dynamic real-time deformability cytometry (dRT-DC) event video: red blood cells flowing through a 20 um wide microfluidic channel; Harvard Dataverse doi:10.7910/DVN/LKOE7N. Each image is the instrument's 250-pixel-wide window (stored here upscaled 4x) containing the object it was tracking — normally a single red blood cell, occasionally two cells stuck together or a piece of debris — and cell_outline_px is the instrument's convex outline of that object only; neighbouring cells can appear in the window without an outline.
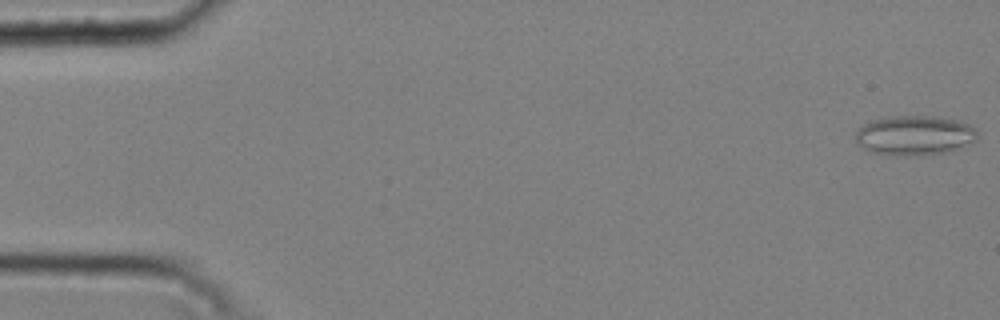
{"species": "common noctule bat (a hibernating species)", "species_latin": "Nyctalus noctula", "temperature_condition": "cold", "stored_images_in_passage": 47, "camera_frame_rate_fps": 3000, "um_per_image_px": 0.085, "animal": {"sex": "male", "body_mass_g": 20.4}, "frame": {"image": 1, "passage_image": 1, "time_ms": 0.0, "image_size_px": [1000, 320], "cell_outline_px": [[980, 136], [976, 140], [948, 152], [924, 156], [892, 156], [872, 152], [856, 144], [856, 128], [872, 120], [892, 116], [932, 116], [960, 120], [976, 128], [980, 132]], "centroid_in_image_um": [77.75, 11.52], "position_along_channel_um": 7.2, "area_um2": 28.78}}
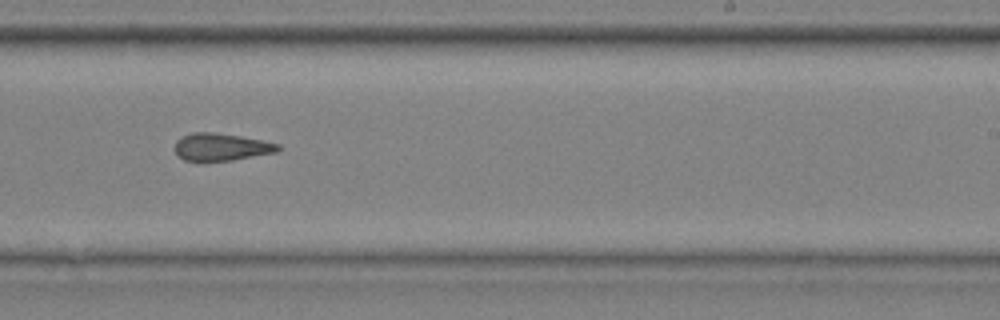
{"frame": {"image": 2, "passage_image": 33, "time_ms": 10.667, "image_size_px": [1000, 320], "cell_outline_px": [[280, 148], [276, 152], [232, 160], [200, 164], [184, 160], [172, 148], [176, 140], [192, 132], [212, 132], [240, 136], [264, 140], [280, 144]], "centroid_in_image_um": [18.74, 12.53], "position_along_channel_um": 270.3, "area_um2": 17.05}}
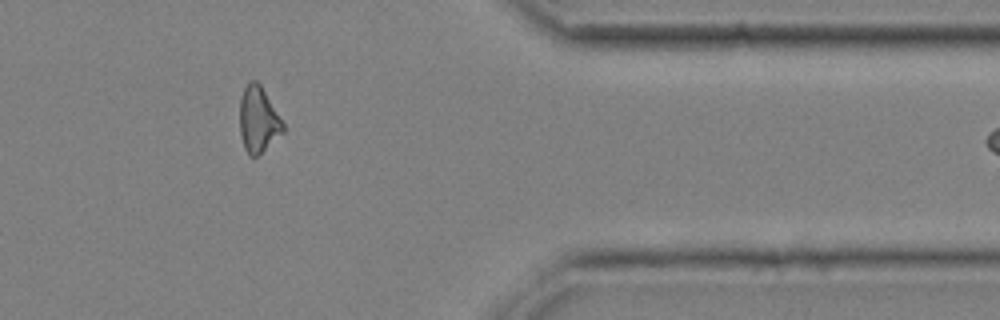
{"frame": {"image": 3, "passage_image": 44, "time_ms": 14.333, "image_size_px": [1000, 320], "cell_outline_px": [[284, 132], [256, 156], [248, 156], [244, 148], [240, 136], [240, 100], [244, 88], [248, 80], [256, 80], [260, 84], [284, 124]], "centroid_in_image_um": [21.93, 10.16], "position_along_channel_um": 389.5, "area_um2": 16.47}, "authors_computed_cell_mechanics": {"area_um2": 17.2822, "velocity_mm_per_s": 3.7807, "shape_relaxation_time_tau1_ms": null, "shape_relaxation_time_tau2_ms": 7.5951, "deformation_change_tau1": null, "deformation_change_tau2": 0.1836}}